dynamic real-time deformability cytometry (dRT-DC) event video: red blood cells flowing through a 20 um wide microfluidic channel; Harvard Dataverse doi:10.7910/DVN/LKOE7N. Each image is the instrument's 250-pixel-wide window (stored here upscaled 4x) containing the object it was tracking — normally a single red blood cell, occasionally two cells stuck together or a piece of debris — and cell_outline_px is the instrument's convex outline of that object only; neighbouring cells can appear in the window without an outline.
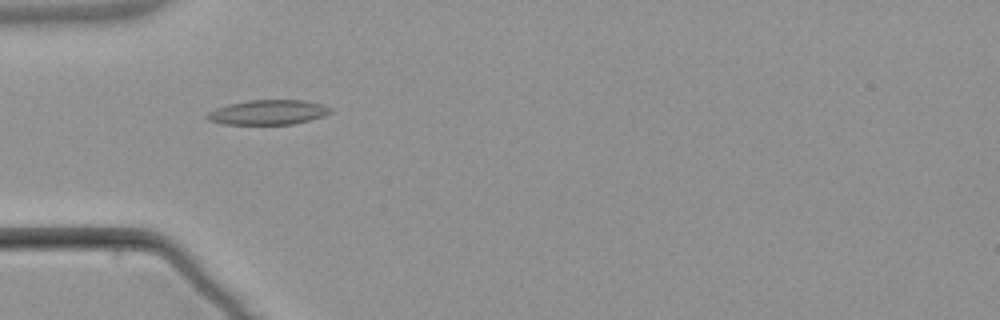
{"species": "common noctule bat (a hibernating species)", "species_latin": "Nyctalus noctula", "temperature_condition": "warm", "stored_images_in_passage": 3, "camera_frame_rate_fps": 3000, "um_per_image_px": 0.085, "animal": {"sex": "male", "body_mass_g": 21.5, "forearm_length_mm": 52.0}, "frame": {"image": 1, "passage_image": 2, "time_ms": 1.333, "image_size_px": [1000, 320], "cell_outline_px": [[332, 112], [308, 120], [292, 124], [224, 124], [208, 120], [204, 116], [208, 112], [216, 108], [228, 104], [248, 100], [304, 100], [320, 104], [332, 108]], "centroid_in_image_um": [22.74, 9.54], "position_along_channel_um": 62.3, "area_um2": 17.63}}
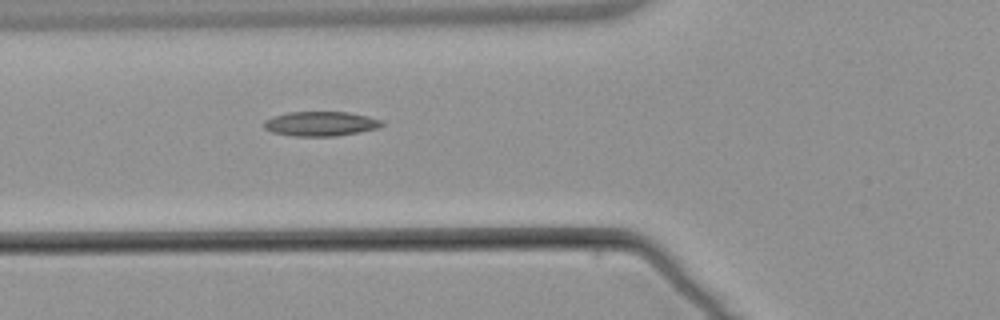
{"frame": {"image": 2, "passage_image": 3, "time_ms": 2.333, "image_size_px": [1000, 320], "cell_outline_px": [[384, 124], [380, 128], [360, 132], [336, 136], [292, 136], [272, 132], [264, 128], [264, 120], [272, 116], [288, 112], [348, 112], [368, 116], [380, 120]], "centroid_in_image_um": [27.25, 10.52], "position_along_channel_um": 98.6, "area_um2": 16.99}}